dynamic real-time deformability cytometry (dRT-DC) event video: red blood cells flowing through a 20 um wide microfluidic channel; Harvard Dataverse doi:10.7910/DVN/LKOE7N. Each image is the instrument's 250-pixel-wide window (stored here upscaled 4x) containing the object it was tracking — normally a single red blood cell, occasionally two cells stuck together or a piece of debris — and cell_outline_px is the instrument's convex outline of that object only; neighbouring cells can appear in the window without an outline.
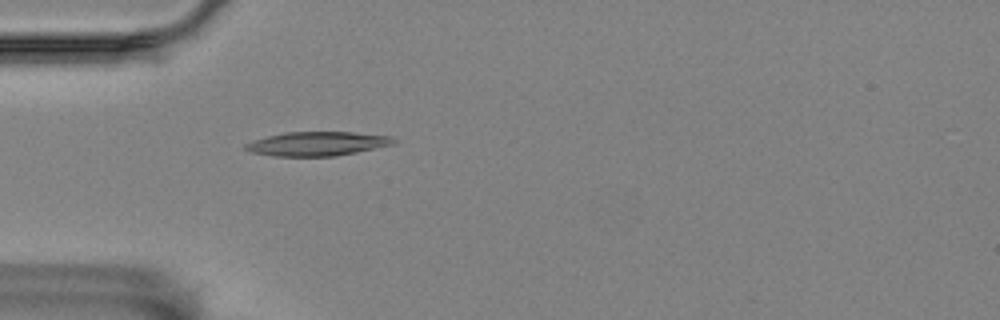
{"species": "Egyptian fruit bat (a non-hibernating species)", "species_latin": "Rousettus aegyptiacus", "temperature_condition": "room temperature", "stored_images_in_passage": 4, "camera_frame_rate_fps": 3000, "um_per_image_px": 0.085, "animal": {"sex": "female"}, "frame": {"image": 1, "passage_image": 4, "time_ms": 3.333, "image_size_px": [1000, 320], "cell_outline_px": [[396, 144], [336, 156], [272, 156], [252, 152], [244, 148], [244, 144], [252, 140], [284, 132], [352, 132], [392, 136], [396, 140]], "centroid_in_image_um": [26.98, 12.21], "position_along_channel_um": 58.0, "area_um2": 20.87}}